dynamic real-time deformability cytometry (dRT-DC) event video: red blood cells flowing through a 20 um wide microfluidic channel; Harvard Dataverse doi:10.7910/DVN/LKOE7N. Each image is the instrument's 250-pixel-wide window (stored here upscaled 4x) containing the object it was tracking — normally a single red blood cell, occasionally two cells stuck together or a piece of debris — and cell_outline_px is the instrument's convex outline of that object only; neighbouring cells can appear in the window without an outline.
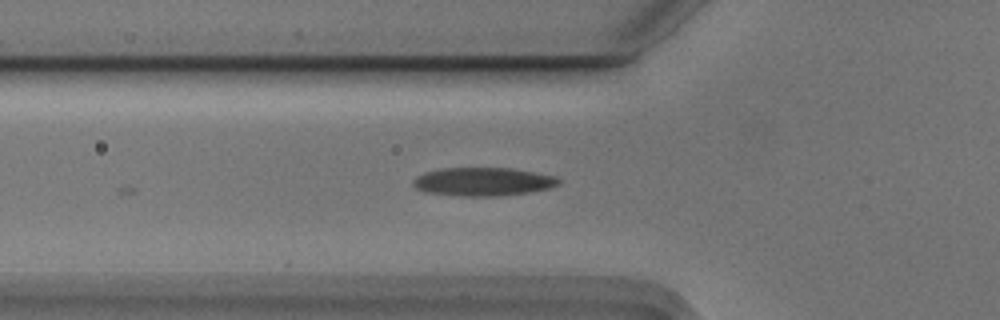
{"species": "Egyptian fruit bat (a non-hibernating species)", "species_latin": "Rousettus aegyptiacus", "temperature_condition": "cold", "stored_images_in_passage": 12, "camera_frame_rate_fps": 3000, "um_per_image_px": 0.085, "animal": {"sex": "male"}, "frame": {"image": 1, "passage_image": 3, "time_ms": 0.667, "image_size_px": [1000, 320], "cell_outline_px": [[560, 184], [552, 188], [528, 192], [496, 196], [464, 196], [424, 192], [416, 188], [412, 184], [412, 180], [416, 176], [424, 172], [440, 168], [512, 168], [536, 172], [556, 176], [560, 180]], "centroid_in_image_um": [41.06, 15.43], "position_along_channel_um": 84.7, "area_um2": 24.28}}